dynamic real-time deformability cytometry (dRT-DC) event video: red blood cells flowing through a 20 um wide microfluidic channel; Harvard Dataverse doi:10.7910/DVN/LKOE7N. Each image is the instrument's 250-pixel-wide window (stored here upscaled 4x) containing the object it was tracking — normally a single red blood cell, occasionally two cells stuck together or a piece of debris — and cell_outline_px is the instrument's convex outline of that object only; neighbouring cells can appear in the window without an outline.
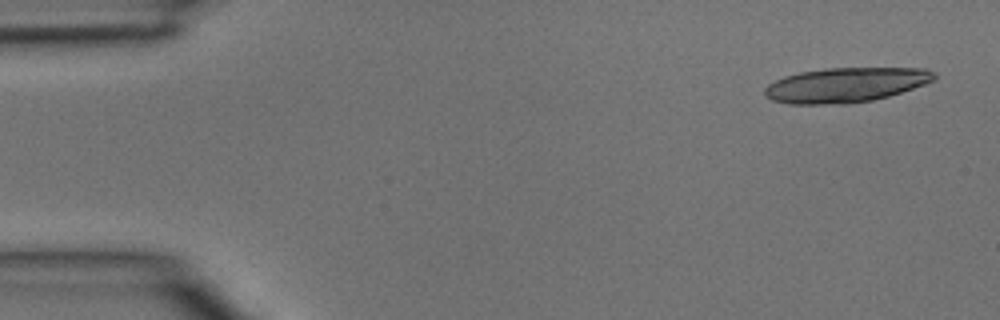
{"species": "common noctule bat (a hibernating species)", "species_latin": "Nyctalus noctula", "temperature_condition": "room temperature", "stored_images_in_passage": 3, "camera_frame_rate_fps": 3000, "um_per_image_px": 0.085, "animal": {"sex": "male", "body_mass_g": 15.6}, "frame": {"image": 1, "passage_image": 1, "time_ms": 0.0, "image_size_px": [1000, 320], "cell_outline_px": [[936, 80], [888, 96], [872, 100], [848, 104], [788, 104], [772, 100], [764, 96], [764, 88], [768, 84], [784, 76], [800, 72], [824, 68], [924, 68], [936, 72]], "centroid_in_image_um": [71.86, 7.22], "position_along_channel_um": 13.1, "area_um2": 34.45}}